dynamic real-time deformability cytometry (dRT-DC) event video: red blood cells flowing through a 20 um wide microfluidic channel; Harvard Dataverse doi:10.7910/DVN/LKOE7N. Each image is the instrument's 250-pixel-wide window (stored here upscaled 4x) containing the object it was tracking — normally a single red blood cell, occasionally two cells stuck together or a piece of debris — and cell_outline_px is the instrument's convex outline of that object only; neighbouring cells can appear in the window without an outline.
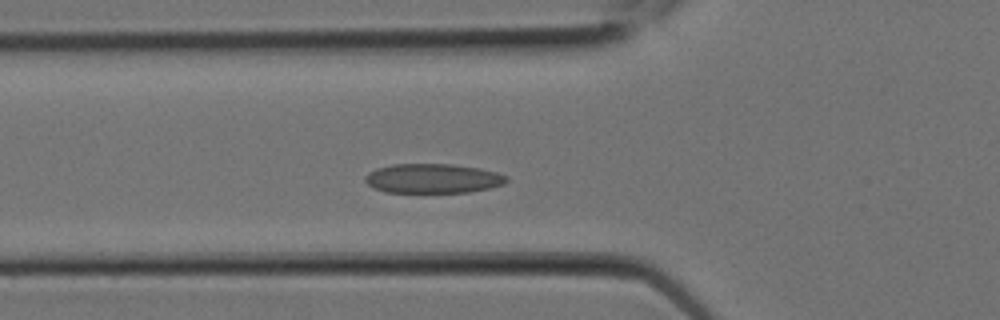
{"species": "Egyptian fruit bat (a non-hibernating species)", "species_latin": "Rousettus aegyptiacus", "temperature_condition": "room temperature", "stored_images_in_passage": 7, "camera_frame_rate_fps": 3000, "um_per_image_px": 0.085, "animal": {"sex": "female"}, "frame": {"image": 1, "passage_image": 7, "time_ms": 2.0, "image_size_px": [1000, 320], "cell_outline_px": [[508, 180], [504, 184], [488, 188], [468, 192], [384, 192], [372, 188], [364, 180], [364, 176], [368, 172], [376, 168], [392, 164], [452, 164], [480, 168], [496, 172], [508, 176]], "centroid_in_image_um": [36.76, 15.16], "position_along_channel_um": 89.0, "area_um2": 24.39}}